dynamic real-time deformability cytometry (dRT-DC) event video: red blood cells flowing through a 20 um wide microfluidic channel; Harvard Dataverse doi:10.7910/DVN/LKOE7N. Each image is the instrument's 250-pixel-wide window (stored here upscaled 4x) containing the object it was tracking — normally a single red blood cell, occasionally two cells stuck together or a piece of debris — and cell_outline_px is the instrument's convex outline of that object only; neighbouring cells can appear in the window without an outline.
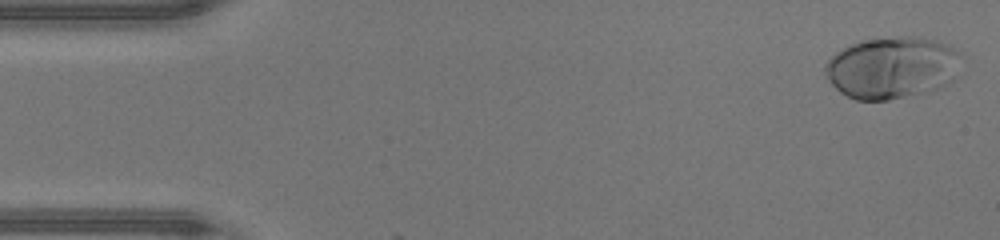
{"species": "human", "species_latin": "Homo sapiens", "temperature_condition": "warm", "stored_images_in_passage": 46, "camera_frame_rate_fps": 3000, "um_per_image_px": 0.085, "donor": {"sex": "male"}, "frame": {"image": 1, "passage_image": 1, "time_ms": 0.0, "image_size_px": [1000, 240], "cell_outline_px": [[956, 52], [952, 80], [948, 84], [940, 88], [928, 92], [888, 100], [856, 100], [840, 92], [824, 76], [824, 64], [836, 52], [860, 40], [900, 36], [912, 36], [932, 40], [948, 44]], "centroid_in_image_um": [75.72, 5.76], "position_along_channel_um": 9.3, "area_um2": 48.49}}
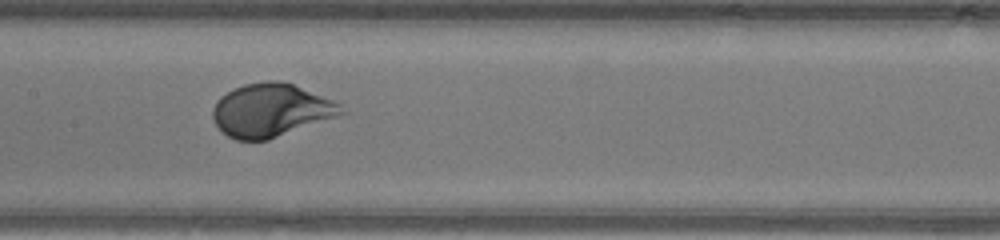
{"frame": {"image": 2, "passage_image": 22, "time_ms": 7.0, "image_size_px": [1000, 240], "cell_outline_px": [[348, 112], [268, 140], [236, 140], [228, 136], [216, 124], [212, 116], [212, 108], [216, 100], [220, 96], [244, 84], [268, 80], [280, 80], [292, 84], [332, 100], [340, 104]], "centroid_in_image_um": [23.01, 9.37], "position_along_channel_um": 184.4, "area_um2": 39.48}}
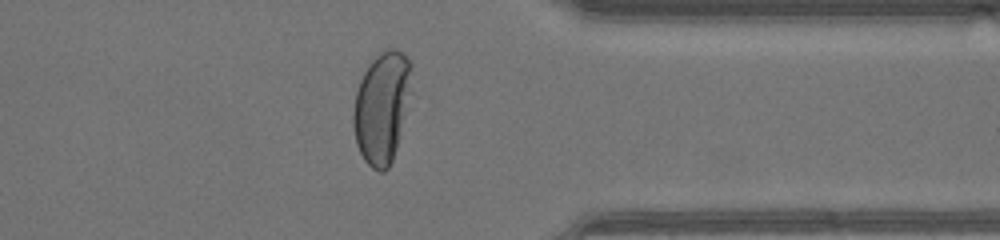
{"frame": {"image": 3, "passage_image": 36, "time_ms": 11.667, "image_size_px": [1000, 240], "cell_outline_px": [[412, 92], [396, 148], [392, 160], [388, 168], [384, 172], [380, 172], [372, 168], [364, 160], [356, 144], [352, 124], [352, 112], [356, 92], [360, 80], [368, 64], [380, 52], [388, 48], [396, 48], [404, 52], [412, 64]], "centroid_in_image_um": [32.47, 9.08], "position_along_channel_um": 378.9, "area_um2": 38.38}, "authors_computed_cell_mechanics": {"area_um2": 40.4311, "velocity_mm_per_s": 4.3774, "shape_relaxation_time_tau1_ms": 2.4472, "shape_relaxation_time_tau2_ms": null, "deformation_change_tau1": 0.2061, "deformation_change_tau2": null}}